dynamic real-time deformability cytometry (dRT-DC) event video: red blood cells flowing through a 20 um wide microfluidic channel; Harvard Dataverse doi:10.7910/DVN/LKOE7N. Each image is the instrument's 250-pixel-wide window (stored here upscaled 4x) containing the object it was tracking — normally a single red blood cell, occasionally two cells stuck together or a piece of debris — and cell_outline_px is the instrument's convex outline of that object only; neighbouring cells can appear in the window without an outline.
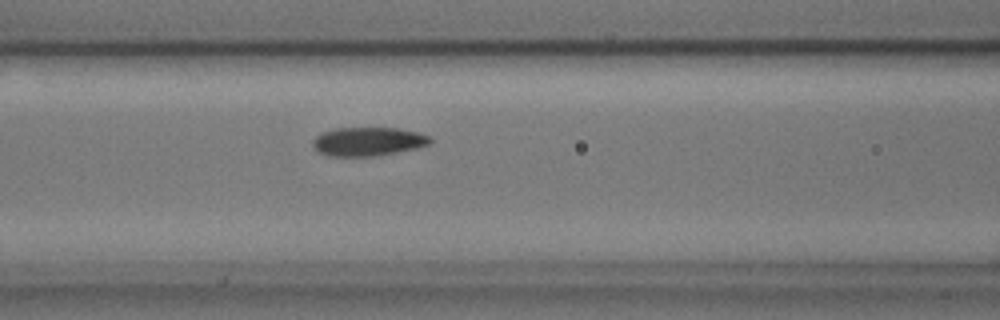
{"species": "common noctule bat (a hibernating species)", "species_latin": "Nyctalus noctula", "temperature_condition": "cold", "stored_images_in_passage": 55, "camera_frame_rate_fps": 3000, "um_per_image_px": 0.085, "animal": {"sex": "male", "body_mass_g": 17.9, "forearm_length_mm": 54.2}, "frame": {"image": 1, "passage_image": 22, "time_ms": 7.0, "image_size_px": [1000, 320], "cell_outline_px": [[432, 140], [428, 144], [416, 148], [376, 156], [328, 156], [320, 152], [312, 144], [312, 140], [316, 136], [324, 132], [336, 128], [396, 128], [420, 132], [432, 136]], "centroid_in_image_um": [31.31, 12.02], "position_along_channel_um": 135.3, "area_um2": 19.59}}
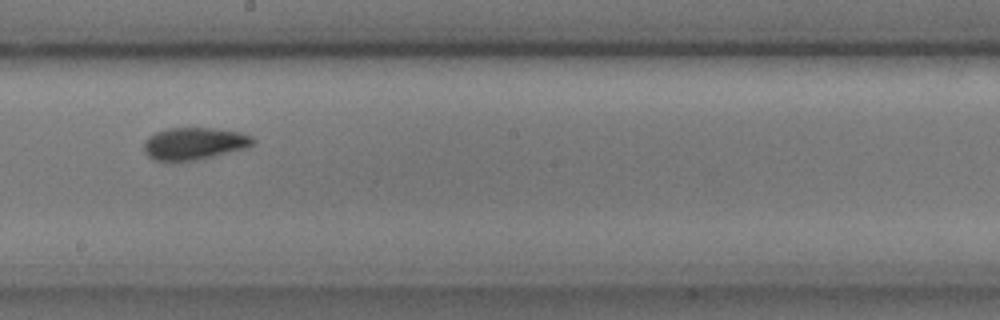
{"frame": {"image": 2, "passage_image": 30, "time_ms": 9.667, "image_size_px": [1000, 320], "cell_outline_px": [[256, 140], [248, 148], [196, 160], [152, 160], [144, 152], [144, 140], [156, 132], [168, 128], [212, 128], [240, 132], [252, 136]], "centroid_in_image_um": [16.52, 12.19], "position_along_channel_um": 231.7, "area_um2": 20.4}}
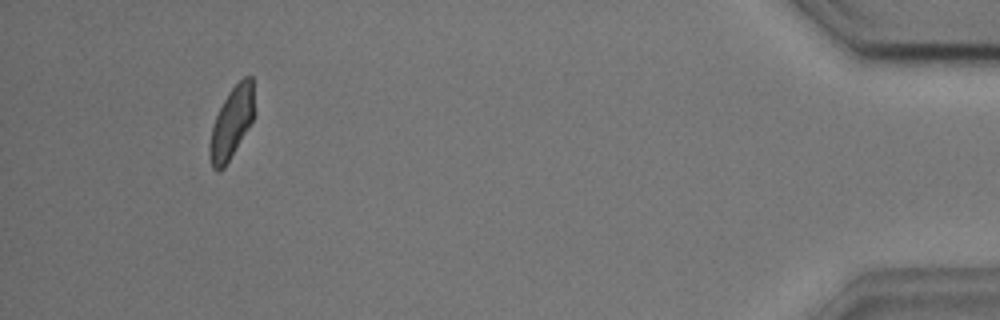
{"frame": {"image": 3, "passage_image": 51, "time_ms": 16.667, "image_size_px": [1000, 320], "cell_outline_px": [[252, 120], [224, 168], [216, 172], [212, 168], [208, 152], [208, 144], [212, 128], [216, 116], [228, 92], [244, 76], [252, 76]], "centroid_in_image_um": [19.62, 10.48], "position_along_channel_um": 415.6, "area_um2": 17.92}, "authors_computed_cell_mechanics": {"area_um2": 19.5942, "velocity_mm_per_s": 3.6217, "shape_relaxation_time_tau1_ms": 4.1309, "shape_relaxation_time_tau2_ms": 3.1991, "deformation_change_tau1": 0.1152, "deformation_change_tau2": 0.0758}}